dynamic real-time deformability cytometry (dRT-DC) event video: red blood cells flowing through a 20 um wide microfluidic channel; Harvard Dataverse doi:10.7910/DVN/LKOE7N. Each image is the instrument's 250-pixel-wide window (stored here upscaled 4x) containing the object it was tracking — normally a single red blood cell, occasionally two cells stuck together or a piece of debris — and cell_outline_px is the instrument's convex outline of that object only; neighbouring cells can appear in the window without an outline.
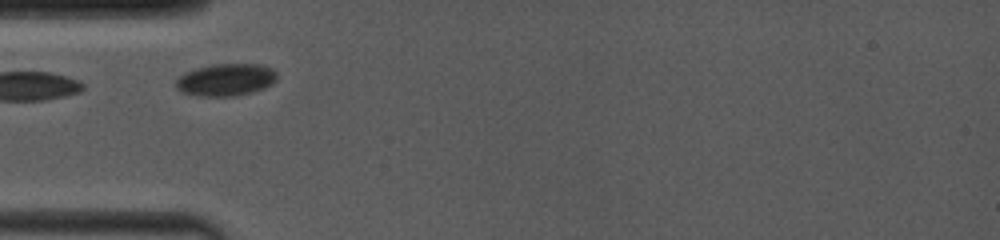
{"species": "common noctule bat (a hibernating species)", "species_latin": "Nyctalus noctula", "temperature_condition": "room temperature", "stored_images_in_passage": 3, "camera_frame_rate_fps": 4000, "um_per_image_px": 0.085, "animal": {"sex": "female", "body_mass_g": 19.0, "forearm_length_mm": 53.3}, "frame": {"image": 1, "passage_image": 1, "time_ms": 0.0, "image_size_px": [1000, 240], "cell_outline_px": [[276, 80], [272, 84], [264, 88], [252, 92], [236, 96], [200, 96], [180, 92], [176, 88], [176, 80], [184, 72], [196, 68], [212, 64], [260, 64], [276, 72]], "centroid_in_image_um": [19.17, 6.78], "position_along_channel_um": 65.8, "area_um2": 19.02}}